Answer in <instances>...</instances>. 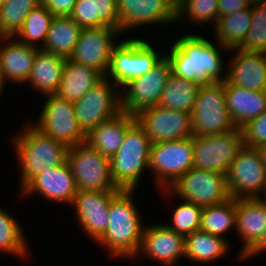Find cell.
<instances>
[{"mask_svg":"<svg viewBox=\"0 0 266 266\" xmlns=\"http://www.w3.org/2000/svg\"><path fill=\"white\" fill-rule=\"evenodd\" d=\"M174 40L166 46L169 51L165 53L174 76L191 80L199 87L226 81L228 64L223 63L222 54L230 53V49L203 33L187 32Z\"/></svg>","mask_w":266,"mask_h":266,"instance_id":"obj_1","label":"cell"},{"mask_svg":"<svg viewBox=\"0 0 266 266\" xmlns=\"http://www.w3.org/2000/svg\"><path fill=\"white\" fill-rule=\"evenodd\" d=\"M136 190H120L109 207V223L105 233L95 242L110 258L132 261L138 254L144 230L140 206L134 201ZM142 217V218H141Z\"/></svg>","mask_w":266,"mask_h":266,"instance_id":"obj_2","label":"cell"},{"mask_svg":"<svg viewBox=\"0 0 266 266\" xmlns=\"http://www.w3.org/2000/svg\"><path fill=\"white\" fill-rule=\"evenodd\" d=\"M22 127L10 138L20 169L19 191L35 176L65 163L68 151L66 145L42 133L30 120Z\"/></svg>","mask_w":266,"mask_h":266,"instance_id":"obj_3","label":"cell"},{"mask_svg":"<svg viewBox=\"0 0 266 266\" xmlns=\"http://www.w3.org/2000/svg\"><path fill=\"white\" fill-rule=\"evenodd\" d=\"M151 145L144 129L135 121L127 129L117 152L110 158L111 177L118 188L137 190L143 173L149 171Z\"/></svg>","mask_w":266,"mask_h":266,"instance_id":"obj_4","label":"cell"},{"mask_svg":"<svg viewBox=\"0 0 266 266\" xmlns=\"http://www.w3.org/2000/svg\"><path fill=\"white\" fill-rule=\"evenodd\" d=\"M145 40L140 36L127 37L121 41L119 36V43L111 52L110 66L105 75L119 89L129 80L145 75L165 57L166 51L160 53L162 49H157L151 45V41Z\"/></svg>","mask_w":266,"mask_h":266,"instance_id":"obj_5","label":"cell"},{"mask_svg":"<svg viewBox=\"0 0 266 266\" xmlns=\"http://www.w3.org/2000/svg\"><path fill=\"white\" fill-rule=\"evenodd\" d=\"M193 167V140L185 139L152 143L149 171L158 190L169 189Z\"/></svg>","mask_w":266,"mask_h":266,"instance_id":"obj_6","label":"cell"},{"mask_svg":"<svg viewBox=\"0 0 266 266\" xmlns=\"http://www.w3.org/2000/svg\"><path fill=\"white\" fill-rule=\"evenodd\" d=\"M67 162L77 191H120L111 177L110 158L86 142L69 147Z\"/></svg>","mask_w":266,"mask_h":266,"instance_id":"obj_7","label":"cell"},{"mask_svg":"<svg viewBox=\"0 0 266 266\" xmlns=\"http://www.w3.org/2000/svg\"><path fill=\"white\" fill-rule=\"evenodd\" d=\"M191 117L196 136L220 134L236 128L227 109L224 82L199 87Z\"/></svg>","mask_w":266,"mask_h":266,"instance_id":"obj_8","label":"cell"},{"mask_svg":"<svg viewBox=\"0 0 266 266\" xmlns=\"http://www.w3.org/2000/svg\"><path fill=\"white\" fill-rule=\"evenodd\" d=\"M44 105L37 121L30 122L45 135L52 137L68 148L84 143L86 135L81 130L74 104L56 94L42 96Z\"/></svg>","mask_w":266,"mask_h":266,"instance_id":"obj_9","label":"cell"},{"mask_svg":"<svg viewBox=\"0 0 266 266\" xmlns=\"http://www.w3.org/2000/svg\"><path fill=\"white\" fill-rule=\"evenodd\" d=\"M193 167L227 175L232 161L244 146L240 128L204 136H192Z\"/></svg>","mask_w":266,"mask_h":266,"instance_id":"obj_10","label":"cell"},{"mask_svg":"<svg viewBox=\"0 0 266 266\" xmlns=\"http://www.w3.org/2000/svg\"><path fill=\"white\" fill-rule=\"evenodd\" d=\"M169 190L178 198L204 208L230 199L226 175L192 167Z\"/></svg>","mask_w":266,"mask_h":266,"instance_id":"obj_11","label":"cell"},{"mask_svg":"<svg viewBox=\"0 0 266 266\" xmlns=\"http://www.w3.org/2000/svg\"><path fill=\"white\" fill-rule=\"evenodd\" d=\"M230 197L261 198L266 190V167L256 148L243 146L226 175Z\"/></svg>","mask_w":266,"mask_h":266,"instance_id":"obj_12","label":"cell"},{"mask_svg":"<svg viewBox=\"0 0 266 266\" xmlns=\"http://www.w3.org/2000/svg\"><path fill=\"white\" fill-rule=\"evenodd\" d=\"M73 104L78 124L86 135L100 123L121 112L120 89L103 77Z\"/></svg>","mask_w":266,"mask_h":266,"instance_id":"obj_13","label":"cell"},{"mask_svg":"<svg viewBox=\"0 0 266 266\" xmlns=\"http://www.w3.org/2000/svg\"><path fill=\"white\" fill-rule=\"evenodd\" d=\"M171 67L164 57L145 75L129 80L120 88V107L131 115L159 103L164 87L167 85Z\"/></svg>","mask_w":266,"mask_h":266,"instance_id":"obj_14","label":"cell"},{"mask_svg":"<svg viewBox=\"0 0 266 266\" xmlns=\"http://www.w3.org/2000/svg\"><path fill=\"white\" fill-rule=\"evenodd\" d=\"M119 31L126 33L135 29L158 25L163 28L176 26L177 0H116ZM163 24V25H162ZM167 26V27H166ZM134 29V30H133Z\"/></svg>","mask_w":266,"mask_h":266,"instance_id":"obj_15","label":"cell"},{"mask_svg":"<svg viewBox=\"0 0 266 266\" xmlns=\"http://www.w3.org/2000/svg\"><path fill=\"white\" fill-rule=\"evenodd\" d=\"M152 143L174 141L193 136L191 114L163 108L148 107L135 115Z\"/></svg>","mask_w":266,"mask_h":266,"instance_id":"obj_16","label":"cell"},{"mask_svg":"<svg viewBox=\"0 0 266 266\" xmlns=\"http://www.w3.org/2000/svg\"><path fill=\"white\" fill-rule=\"evenodd\" d=\"M120 31L111 26L82 29L70 60L98 71L103 77L108 72L113 48L119 43Z\"/></svg>","mask_w":266,"mask_h":266,"instance_id":"obj_17","label":"cell"},{"mask_svg":"<svg viewBox=\"0 0 266 266\" xmlns=\"http://www.w3.org/2000/svg\"><path fill=\"white\" fill-rule=\"evenodd\" d=\"M184 252V236L170 229L164 222L146 223L140 250L131 263L144 258L155 261L160 266H177L182 259L184 261Z\"/></svg>","mask_w":266,"mask_h":266,"instance_id":"obj_18","label":"cell"},{"mask_svg":"<svg viewBox=\"0 0 266 266\" xmlns=\"http://www.w3.org/2000/svg\"><path fill=\"white\" fill-rule=\"evenodd\" d=\"M119 191H77L71 207L82 232L94 243L105 233L109 223L111 199ZM89 236V237H88Z\"/></svg>","mask_w":266,"mask_h":266,"instance_id":"obj_19","label":"cell"},{"mask_svg":"<svg viewBox=\"0 0 266 266\" xmlns=\"http://www.w3.org/2000/svg\"><path fill=\"white\" fill-rule=\"evenodd\" d=\"M76 194L77 187L75 180L71 168L66 161L59 166L35 176L18 193V196L23 199L24 197L31 198V196L38 195L46 201H51L53 204L62 203L71 206Z\"/></svg>","mask_w":266,"mask_h":266,"instance_id":"obj_20","label":"cell"},{"mask_svg":"<svg viewBox=\"0 0 266 266\" xmlns=\"http://www.w3.org/2000/svg\"><path fill=\"white\" fill-rule=\"evenodd\" d=\"M232 52L233 56L227 60L226 81L252 91H266V54L240 48L231 49Z\"/></svg>","mask_w":266,"mask_h":266,"instance_id":"obj_21","label":"cell"},{"mask_svg":"<svg viewBox=\"0 0 266 266\" xmlns=\"http://www.w3.org/2000/svg\"><path fill=\"white\" fill-rule=\"evenodd\" d=\"M266 228V202L262 198L236 199L235 231L243 244L237 258H241L260 240Z\"/></svg>","mask_w":266,"mask_h":266,"instance_id":"obj_22","label":"cell"},{"mask_svg":"<svg viewBox=\"0 0 266 266\" xmlns=\"http://www.w3.org/2000/svg\"><path fill=\"white\" fill-rule=\"evenodd\" d=\"M0 74L8 84L26 83L39 48L19 42L15 37H0Z\"/></svg>","mask_w":266,"mask_h":266,"instance_id":"obj_23","label":"cell"},{"mask_svg":"<svg viewBox=\"0 0 266 266\" xmlns=\"http://www.w3.org/2000/svg\"><path fill=\"white\" fill-rule=\"evenodd\" d=\"M227 109L236 128H242L266 110V91H252L224 81Z\"/></svg>","mask_w":266,"mask_h":266,"instance_id":"obj_24","label":"cell"},{"mask_svg":"<svg viewBox=\"0 0 266 266\" xmlns=\"http://www.w3.org/2000/svg\"><path fill=\"white\" fill-rule=\"evenodd\" d=\"M135 121V115L121 111L87 133L85 142L102 155L111 158L123 143L127 129Z\"/></svg>","mask_w":266,"mask_h":266,"instance_id":"obj_25","label":"cell"},{"mask_svg":"<svg viewBox=\"0 0 266 266\" xmlns=\"http://www.w3.org/2000/svg\"><path fill=\"white\" fill-rule=\"evenodd\" d=\"M66 58L38 49L26 82L29 88L41 95L56 94L62 78Z\"/></svg>","mask_w":266,"mask_h":266,"instance_id":"obj_26","label":"cell"},{"mask_svg":"<svg viewBox=\"0 0 266 266\" xmlns=\"http://www.w3.org/2000/svg\"><path fill=\"white\" fill-rule=\"evenodd\" d=\"M70 17L82 29L111 26L119 31L116 0H76Z\"/></svg>","mask_w":266,"mask_h":266,"instance_id":"obj_27","label":"cell"},{"mask_svg":"<svg viewBox=\"0 0 266 266\" xmlns=\"http://www.w3.org/2000/svg\"><path fill=\"white\" fill-rule=\"evenodd\" d=\"M102 78L98 71L67 58L56 95L74 102L84 96Z\"/></svg>","mask_w":266,"mask_h":266,"instance_id":"obj_28","label":"cell"},{"mask_svg":"<svg viewBox=\"0 0 266 266\" xmlns=\"http://www.w3.org/2000/svg\"><path fill=\"white\" fill-rule=\"evenodd\" d=\"M229 241L204 231H194L185 237L184 259L201 264L214 263L230 253ZM226 255V256H225Z\"/></svg>","mask_w":266,"mask_h":266,"instance_id":"obj_29","label":"cell"},{"mask_svg":"<svg viewBox=\"0 0 266 266\" xmlns=\"http://www.w3.org/2000/svg\"><path fill=\"white\" fill-rule=\"evenodd\" d=\"M81 31L70 16H54L41 49L67 59L72 55Z\"/></svg>","mask_w":266,"mask_h":266,"instance_id":"obj_30","label":"cell"},{"mask_svg":"<svg viewBox=\"0 0 266 266\" xmlns=\"http://www.w3.org/2000/svg\"><path fill=\"white\" fill-rule=\"evenodd\" d=\"M252 9L240 10L237 13L218 17L213 27V38L228 49L239 48L246 39L251 27Z\"/></svg>","mask_w":266,"mask_h":266,"instance_id":"obj_31","label":"cell"},{"mask_svg":"<svg viewBox=\"0 0 266 266\" xmlns=\"http://www.w3.org/2000/svg\"><path fill=\"white\" fill-rule=\"evenodd\" d=\"M11 212L0 206V252L25 260L31 248L24 229ZM28 255V256H27Z\"/></svg>","mask_w":266,"mask_h":266,"instance_id":"obj_32","label":"cell"},{"mask_svg":"<svg viewBox=\"0 0 266 266\" xmlns=\"http://www.w3.org/2000/svg\"><path fill=\"white\" fill-rule=\"evenodd\" d=\"M235 222L236 199L231 197L224 203L202 209L199 230L229 240L231 244L226 235L230 234L231 230L235 232Z\"/></svg>","mask_w":266,"mask_h":266,"instance_id":"obj_33","label":"cell"},{"mask_svg":"<svg viewBox=\"0 0 266 266\" xmlns=\"http://www.w3.org/2000/svg\"><path fill=\"white\" fill-rule=\"evenodd\" d=\"M199 86L191 80L169 76L167 85L164 87L158 105L176 111L191 114L194 108Z\"/></svg>","mask_w":266,"mask_h":266,"instance_id":"obj_34","label":"cell"},{"mask_svg":"<svg viewBox=\"0 0 266 266\" xmlns=\"http://www.w3.org/2000/svg\"><path fill=\"white\" fill-rule=\"evenodd\" d=\"M159 192H161L160 195L163 194V199L166 196V200L169 197L172 202L174 198L180 201L171 211L170 221L169 223L165 222V225L184 237L200 229L202 207L176 197L169 189H162ZM172 197L173 199H171Z\"/></svg>","mask_w":266,"mask_h":266,"instance_id":"obj_35","label":"cell"},{"mask_svg":"<svg viewBox=\"0 0 266 266\" xmlns=\"http://www.w3.org/2000/svg\"><path fill=\"white\" fill-rule=\"evenodd\" d=\"M54 15L42 4L26 16L21 29L14 36L19 42L41 49Z\"/></svg>","mask_w":266,"mask_h":266,"instance_id":"obj_36","label":"cell"},{"mask_svg":"<svg viewBox=\"0 0 266 266\" xmlns=\"http://www.w3.org/2000/svg\"><path fill=\"white\" fill-rule=\"evenodd\" d=\"M218 4L219 0H177L176 23L179 26L180 22L181 25L187 21L185 24L191 23L196 27L211 23L214 27L218 20Z\"/></svg>","mask_w":266,"mask_h":266,"instance_id":"obj_37","label":"cell"},{"mask_svg":"<svg viewBox=\"0 0 266 266\" xmlns=\"http://www.w3.org/2000/svg\"><path fill=\"white\" fill-rule=\"evenodd\" d=\"M41 0H5L0 7V37H14Z\"/></svg>","mask_w":266,"mask_h":266,"instance_id":"obj_38","label":"cell"},{"mask_svg":"<svg viewBox=\"0 0 266 266\" xmlns=\"http://www.w3.org/2000/svg\"><path fill=\"white\" fill-rule=\"evenodd\" d=\"M251 9V27L239 48L248 52L266 54V3L253 4Z\"/></svg>","mask_w":266,"mask_h":266,"instance_id":"obj_39","label":"cell"},{"mask_svg":"<svg viewBox=\"0 0 266 266\" xmlns=\"http://www.w3.org/2000/svg\"><path fill=\"white\" fill-rule=\"evenodd\" d=\"M244 146L257 148L266 145V110L242 128Z\"/></svg>","mask_w":266,"mask_h":266,"instance_id":"obj_40","label":"cell"},{"mask_svg":"<svg viewBox=\"0 0 266 266\" xmlns=\"http://www.w3.org/2000/svg\"><path fill=\"white\" fill-rule=\"evenodd\" d=\"M75 2L76 0H41V4L54 16H70Z\"/></svg>","mask_w":266,"mask_h":266,"instance_id":"obj_41","label":"cell"},{"mask_svg":"<svg viewBox=\"0 0 266 266\" xmlns=\"http://www.w3.org/2000/svg\"><path fill=\"white\" fill-rule=\"evenodd\" d=\"M251 4L248 0H219L218 17L237 13L240 10L249 8Z\"/></svg>","mask_w":266,"mask_h":266,"instance_id":"obj_42","label":"cell"},{"mask_svg":"<svg viewBox=\"0 0 266 266\" xmlns=\"http://www.w3.org/2000/svg\"><path fill=\"white\" fill-rule=\"evenodd\" d=\"M266 251V228L264 229L260 240L241 258L242 260H251L254 256L263 254Z\"/></svg>","mask_w":266,"mask_h":266,"instance_id":"obj_43","label":"cell"},{"mask_svg":"<svg viewBox=\"0 0 266 266\" xmlns=\"http://www.w3.org/2000/svg\"><path fill=\"white\" fill-rule=\"evenodd\" d=\"M261 156L262 162L266 167V145L260 146L256 148Z\"/></svg>","mask_w":266,"mask_h":266,"instance_id":"obj_44","label":"cell"},{"mask_svg":"<svg viewBox=\"0 0 266 266\" xmlns=\"http://www.w3.org/2000/svg\"><path fill=\"white\" fill-rule=\"evenodd\" d=\"M7 83L4 81V77L0 74V98L3 96L4 93V89L6 88ZM2 94V96H1Z\"/></svg>","mask_w":266,"mask_h":266,"instance_id":"obj_45","label":"cell"},{"mask_svg":"<svg viewBox=\"0 0 266 266\" xmlns=\"http://www.w3.org/2000/svg\"><path fill=\"white\" fill-rule=\"evenodd\" d=\"M248 2L253 5V4H261V3H266V0H248Z\"/></svg>","mask_w":266,"mask_h":266,"instance_id":"obj_46","label":"cell"},{"mask_svg":"<svg viewBox=\"0 0 266 266\" xmlns=\"http://www.w3.org/2000/svg\"><path fill=\"white\" fill-rule=\"evenodd\" d=\"M261 198L266 202V190Z\"/></svg>","mask_w":266,"mask_h":266,"instance_id":"obj_47","label":"cell"},{"mask_svg":"<svg viewBox=\"0 0 266 266\" xmlns=\"http://www.w3.org/2000/svg\"><path fill=\"white\" fill-rule=\"evenodd\" d=\"M5 0H0V7L4 3Z\"/></svg>","mask_w":266,"mask_h":266,"instance_id":"obj_48","label":"cell"}]
</instances>
